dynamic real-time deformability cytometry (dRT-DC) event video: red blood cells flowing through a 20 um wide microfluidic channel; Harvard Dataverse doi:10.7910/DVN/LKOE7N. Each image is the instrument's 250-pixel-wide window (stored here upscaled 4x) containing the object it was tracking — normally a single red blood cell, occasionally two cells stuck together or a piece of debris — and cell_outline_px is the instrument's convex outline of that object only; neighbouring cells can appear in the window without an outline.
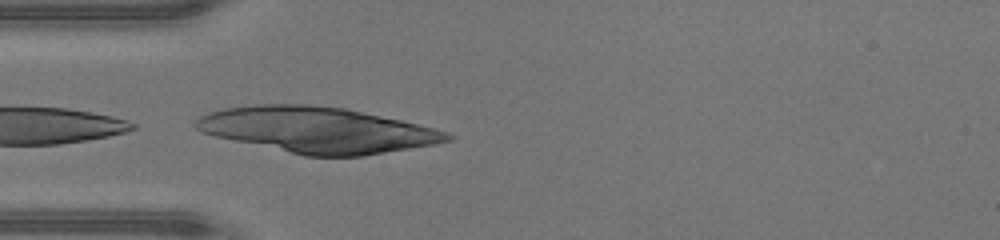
{"species": "human", "species_latin": "Homo sapiens", "temperature_condition": "warm", "stored_images_in_passage": 16, "camera_frame_rate_fps": 3000, "um_per_image_px": 0.085, "donor": {"sex": "male"}, "frame": {"image": 1, "passage_image": 13, "time_ms": 4.0, "image_size_px": [1000, 240], "cell_outline_px": [[456, 136], [452, 140], [432, 144], [364, 156], [304, 156], [216, 136], [204, 132], [196, 128], [196, 120], [200, 116], [208, 112], [224, 108], [256, 104], [304, 104], [344, 108], [400, 120], [448, 132]], "centroid_in_image_um": [26.97, 11.04], "position_along_channel_um": 58.0, "area_um2": 66.3}}